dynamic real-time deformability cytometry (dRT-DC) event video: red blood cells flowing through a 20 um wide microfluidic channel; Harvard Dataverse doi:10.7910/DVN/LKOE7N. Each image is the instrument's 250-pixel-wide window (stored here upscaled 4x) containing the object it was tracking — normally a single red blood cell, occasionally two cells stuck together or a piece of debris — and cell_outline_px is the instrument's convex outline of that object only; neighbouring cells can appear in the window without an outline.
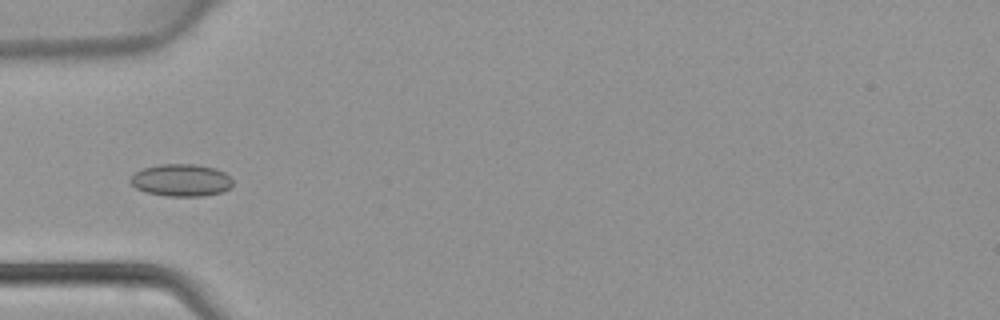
{"species": "common noctule bat (a hibernating species)", "species_latin": "Nyctalus noctula", "temperature_condition": "warm", "stored_images_in_passage": 29, "camera_frame_rate_fps": 3000, "um_per_image_px": 0.085, "animal": {"sex": "female", "body_mass_g": 22.7, "forearm_length_mm": 54.2}, "frame": {"image": 1, "passage_image": 13, "time_ms": 4.0, "image_size_px": [1000, 320], "cell_outline_px": [[232, 188], [224, 192], [204, 196], [168, 196], [144, 192], [136, 188], [128, 180], [136, 172], [144, 168], [160, 164], [196, 164], [216, 168], [224, 172], [232, 180]], "centroid_in_image_um": [15.42, 15.32], "position_along_channel_um": 69.6, "area_um2": 19.42}}